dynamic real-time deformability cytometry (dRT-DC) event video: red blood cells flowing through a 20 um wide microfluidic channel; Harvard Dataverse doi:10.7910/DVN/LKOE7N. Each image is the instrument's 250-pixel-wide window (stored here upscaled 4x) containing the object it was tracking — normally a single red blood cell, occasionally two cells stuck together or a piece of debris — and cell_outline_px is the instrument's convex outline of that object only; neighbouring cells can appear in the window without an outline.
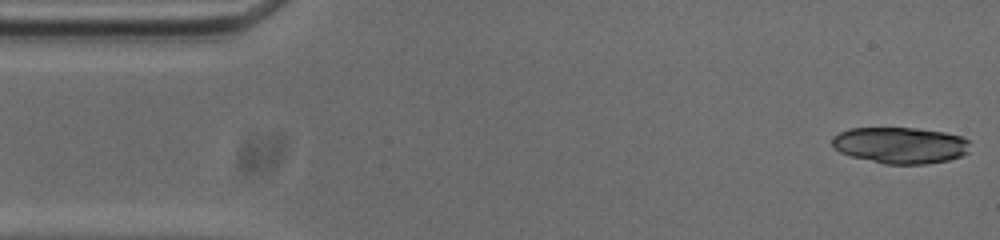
{"species": "common noctule bat (a hibernating species)", "species_latin": "Nyctalus noctula", "temperature_condition": "cold", "stored_images_in_passage": 17, "camera_frame_rate_fps": 3000, "um_per_image_px": 0.085, "animal": {"sex": "male", "body_mass_g": 20.0, "forearm_length_mm": 53.3}, "frame": {"image": 1, "passage_image": 1, "time_ms": 0.0, "image_size_px": [1000, 240], "cell_outline_px": [[968, 152], [960, 156], [948, 160], [924, 164], [884, 164], [852, 156], [840, 152], [832, 144], [832, 136], [848, 128], [916, 128], [944, 132], [960, 136], [968, 140]], "centroid_in_image_um": [76.51, 12.34], "position_along_channel_um": 8.5, "area_um2": 29.07}}